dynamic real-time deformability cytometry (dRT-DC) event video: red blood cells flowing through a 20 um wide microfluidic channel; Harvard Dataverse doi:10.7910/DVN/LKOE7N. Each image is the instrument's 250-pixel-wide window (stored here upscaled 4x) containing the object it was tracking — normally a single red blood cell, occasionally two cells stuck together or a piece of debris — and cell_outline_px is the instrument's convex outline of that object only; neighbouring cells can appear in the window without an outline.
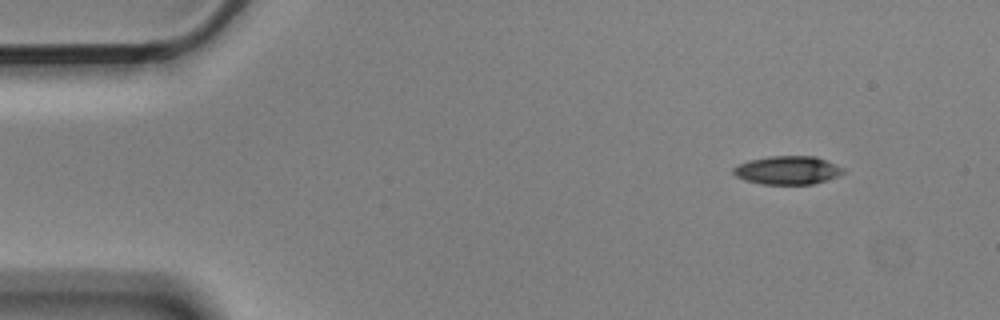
{"species": "Egyptian fruit bat (a non-hibernating species)", "species_latin": "Rousettus aegyptiacus", "temperature_condition": "cold", "stored_images_in_passage": 5, "camera_frame_rate_fps": 3000, "um_per_image_px": 0.085, "animal": {"sex": "male"}, "frame": {"image": 1, "passage_image": 1, "time_ms": 0.0, "image_size_px": [1000, 320], "cell_outline_px": [[844, 172], [836, 176], [812, 184], [760, 184], [744, 180], [736, 176], [732, 172], [732, 168], [736, 164], [748, 160], [768, 156], [816, 156], [844, 168]], "centroid_in_image_um": [66.87, 14.46], "position_along_channel_um": 18.1, "area_um2": 18.21}}
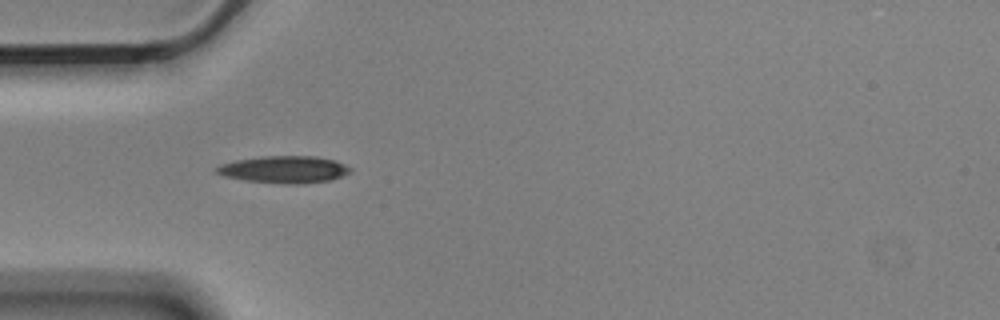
{"frame": {"image": 2, "passage_image": 4, "time_ms": 1.0, "image_size_px": [1000, 320], "cell_outline_px": [[352, 172], [344, 176], [332, 180], [300, 184], [280, 184], [244, 180], [224, 176], [216, 172], [212, 168], [220, 164], [236, 160], [260, 156], [316, 156], [336, 160], [352, 168]], "centroid_in_image_um": [24.17, 14.41], "position_along_channel_um": 60.8, "area_um2": 21.56}}
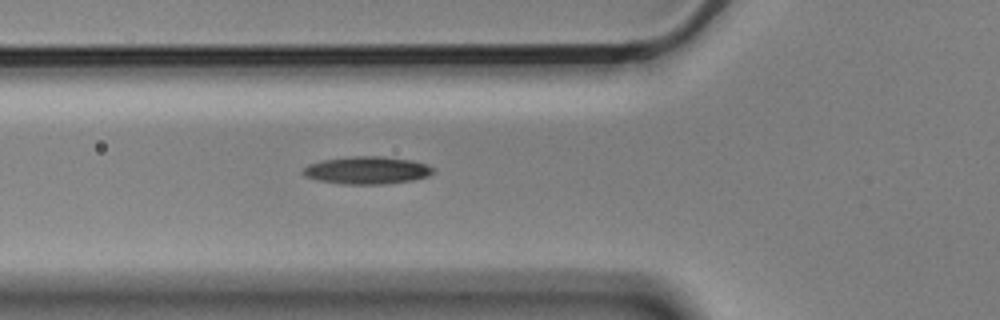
{"frame": {"image": 3, "passage_image": 5, "time_ms": 1.333, "image_size_px": [1000, 320], "cell_outline_px": [[436, 172], [428, 176], [412, 180], [384, 184], [344, 184], [320, 180], [304, 176], [300, 172], [300, 168], [308, 164], [324, 160], [352, 156], [384, 156], [412, 160], [436, 168]], "centroid_in_image_um": [31.19, 14.47], "position_along_channel_um": 94.6, "area_um2": 21.04}}